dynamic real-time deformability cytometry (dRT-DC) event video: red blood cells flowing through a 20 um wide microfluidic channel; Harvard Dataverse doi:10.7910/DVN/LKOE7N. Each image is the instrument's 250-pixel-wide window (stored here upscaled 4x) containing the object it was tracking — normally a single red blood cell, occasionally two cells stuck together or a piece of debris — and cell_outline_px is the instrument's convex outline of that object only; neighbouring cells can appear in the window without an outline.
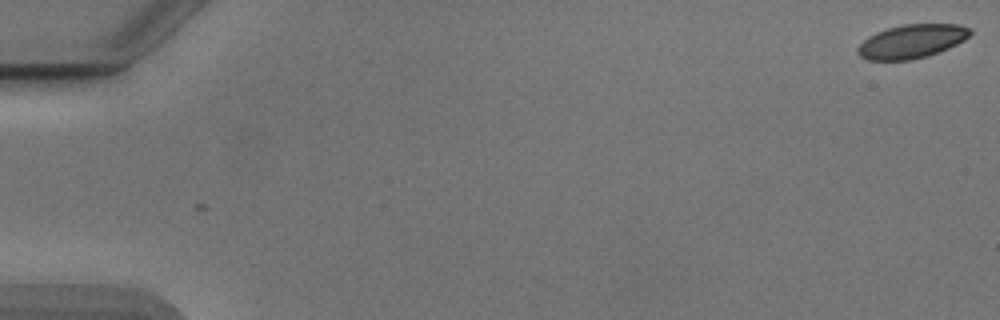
{"species": "Egyptian fruit bat (a non-hibernating species)", "species_latin": "Rousettus aegyptiacus", "temperature_condition": "cold", "stored_images_in_passage": 4, "camera_frame_rate_fps": 3000, "um_per_image_px": 0.085, "animal": {"sex": "male"}, "frame": {"image": 1, "passage_image": 4, "time_ms": 1.0, "image_size_px": [1000, 320], "cell_outline_px": [[972, 32], [964, 40], [940, 52], [928, 56], [912, 60], [868, 60], [860, 56], [856, 52], [856, 48], [868, 36], [876, 32], [888, 28], [904, 24], [960, 24], [972, 28]], "centroid_in_image_um": [77.5, 3.51], "position_along_channel_um": 7.5, "area_um2": 22.25}}